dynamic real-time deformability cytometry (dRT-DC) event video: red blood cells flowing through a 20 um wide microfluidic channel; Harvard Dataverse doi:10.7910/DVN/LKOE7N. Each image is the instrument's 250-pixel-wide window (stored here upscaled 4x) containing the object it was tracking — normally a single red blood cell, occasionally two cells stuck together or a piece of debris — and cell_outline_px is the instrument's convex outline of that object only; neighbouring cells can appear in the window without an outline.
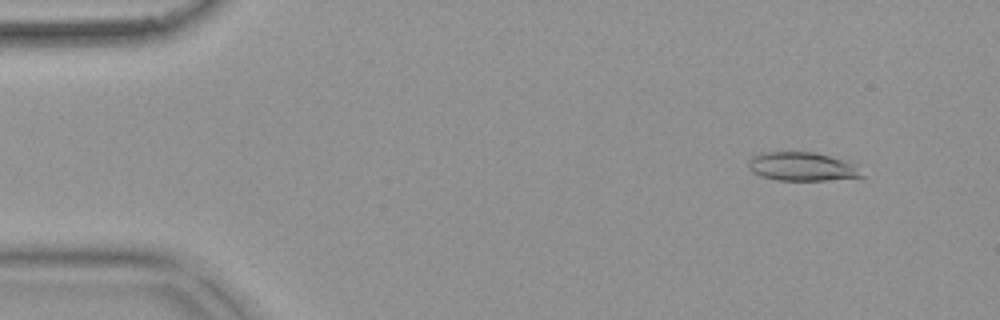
{"species": "common noctule bat (a hibernating species)", "species_latin": "Nyctalus noctula", "temperature_condition": "warm", "stored_images_in_passage": 54, "camera_frame_rate_fps": 3000, "um_per_image_px": 0.085, "animal": {"sex": "female", "body_mass_g": 18.4}, "frame": {"image": 1, "passage_image": 5, "time_ms": 1.333, "image_size_px": [1000, 320], "cell_outline_px": [[868, 176], [828, 180], [776, 180], [760, 176], [752, 172], [748, 168], [748, 160], [752, 156], [764, 152], [816, 152], [832, 156], [856, 164]], "centroid_in_image_um": [68.22, 14.16], "position_along_channel_um": 16.8, "area_um2": 19.31}}
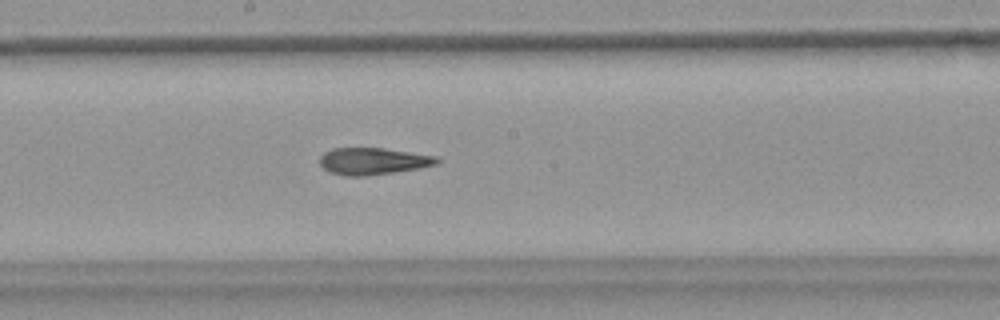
{"frame": {"image": 2, "passage_image": 29, "time_ms": 9.333, "image_size_px": [1000, 320], "cell_outline_px": [[440, 160], [436, 164], [420, 168], [364, 176], [348, 176], [332, 172], [324, 168], [320, 164], [320, 156], [324, 152], [332, 148], [384, 148], [436, 156]], "centroid_in_image_um": [31.7, 13.69], "position_along_channel_um": 216.5, "area_um2": 18.15}}
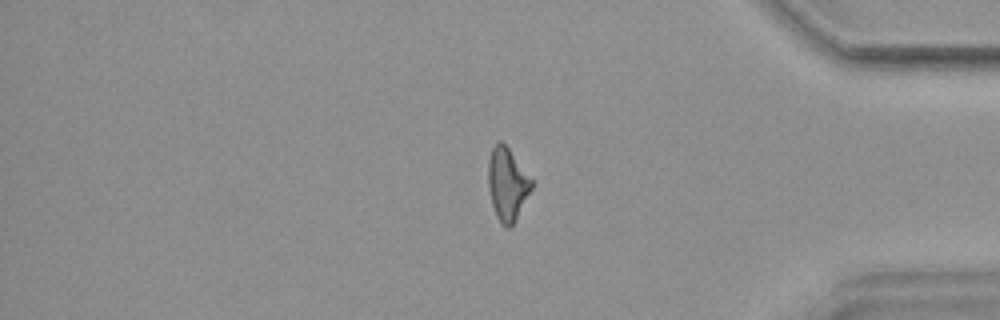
{"frame": {"image": 3, "passage_image": 45, "time_ms": 14.667, "image_size_px": [1000, 320], "cell_outline_px": [[536, 180], [532, 188], [512, 224], [508, 228], [496, 216], [492, 204], [488, 188], [488, 160], [492, 148], [496, 140], [500, 140], [508, 148]], "centroid_in_image_um": [43.14, 15.57], "position_along_channel_um": 392.1, "area_um2": 18.44}, "authors_computed_cell_mechanics": {"area_um2": 18.8139, "velocity_mm_per_s": 3.7464, "shape_relaxation_time_tau1_ms": null, "shape_relaxation_time_tau2_ms": 4.6706, "deformation_change_tau1": null, "deformation_change_tau2": 0.162}}